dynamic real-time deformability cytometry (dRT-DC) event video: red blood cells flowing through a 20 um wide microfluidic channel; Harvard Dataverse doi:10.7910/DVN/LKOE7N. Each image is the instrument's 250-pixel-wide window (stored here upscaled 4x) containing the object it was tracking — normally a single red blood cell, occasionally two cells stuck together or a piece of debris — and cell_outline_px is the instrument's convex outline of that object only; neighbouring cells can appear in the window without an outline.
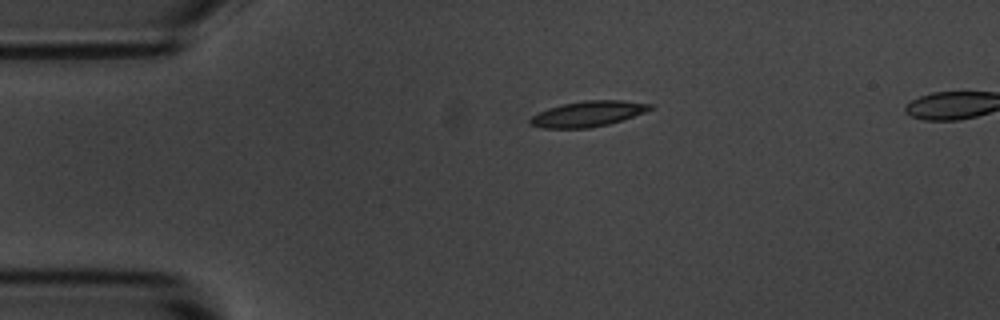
{"species": "common noctule bat (a hibernating species)", "species_latin": "Nyctalus noctula", "temperature_condition": "room temperature", "stored_images_in_passage": 5, "camera_frame_rate_fps": 3000, "um_per_image_px": 0.085, "animal": {"sex": "male", "body_mass_g": 20.1, "forearm_length_mm": 53.5}, "frame": {"image": 1, "passage_image": 5, "time_ms": 4.667, "image_size_px": [1000, 320], "cell_outline_px": [[656, 108], [608, 124], [592, 128], [540, 128], [528, 124], [528, 120], [532, 116], [548, 108], [564, 104], [584, 100], [624, 100], [652, 104]], "centroid_in_image_um": [49.96, 9.68], "position_along_channel_um": 35.0, "area_um2": 17.86}}